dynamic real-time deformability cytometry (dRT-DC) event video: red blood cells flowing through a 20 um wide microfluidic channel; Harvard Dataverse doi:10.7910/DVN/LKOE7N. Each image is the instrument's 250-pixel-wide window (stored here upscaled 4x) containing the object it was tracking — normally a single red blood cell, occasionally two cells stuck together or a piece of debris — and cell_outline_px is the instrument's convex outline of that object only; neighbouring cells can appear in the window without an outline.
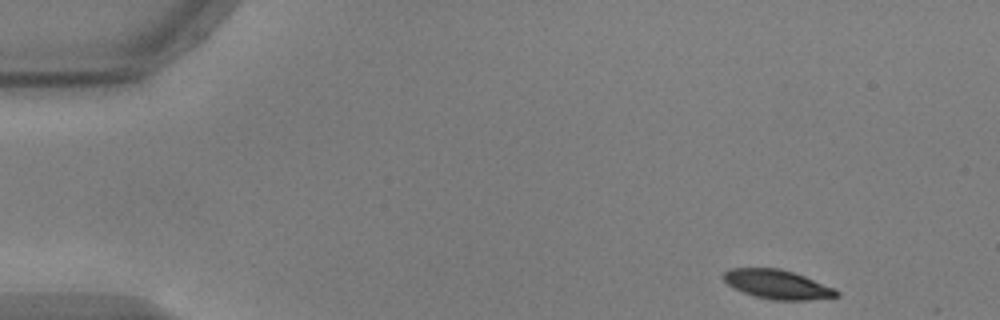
{"species": "common noctule bat (a hibernating species)", "species_latin": "Nyctalus noctula", "temperature_condition": "warm", "stored_images_in_passage": 43, "camera_frame_rate_fps": 3000, "um_per_image_px": 0.085, "animal": {"sex": "male", "body_mass_g": 17.9, "forearm_length_mm": 54.2}, "frame": {"image": 1, "passage_image": 1, "time_ms": 0.0, "image_size_px": [1000, 320], "cell_outline_px": [[840, 296], [808, 300], [772, 300], [756, 296], [744, 292], [728, 284], [724, 280], [724, 272], [728, 268], [780, 268], [804, 276], [836, 288], [840, 292]], "centroid_in_image_um": [66.12, 24.17], "position_along_channel_um": 18.9, "area_um2": 19.07}}
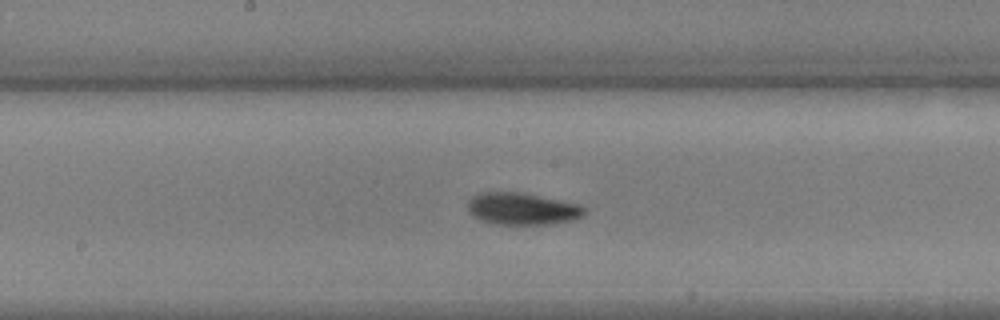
{"frame": {"image": 2, "passage_image": 24, "time_ms": 7.667, "image_size_px": [1000, 320], "cell_outline_px": [[588, 208], [584, 216], [572, 220], [548, 224], [496, 224], [480, 220], [472, 216], [468, 212], [468, 200], [472, 196], [480, 192], [520, 192], [580, 204]], "centroid_in_image_um": [44.39, 17.74], "position_along_channel_um": 203.8, "area_um2": 21.96}}
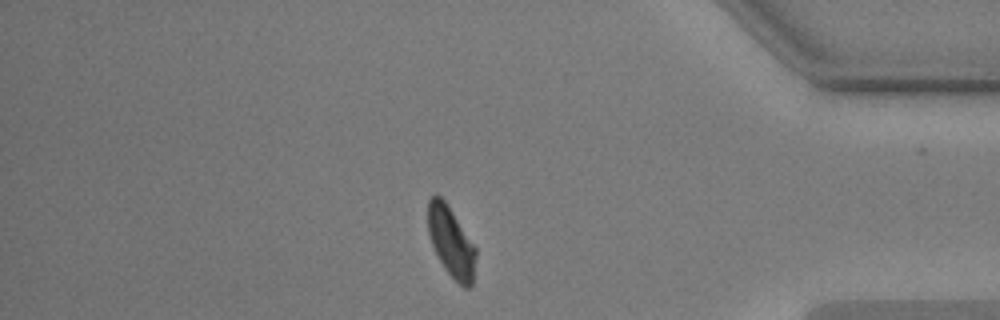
{"frame": {"image": 3, "passage_image": 42, "time_ms": 13.667, "image_size_px": [1000, 320], "cell_outline_px": [[476, 256], [472, 288], [464, 288], [448, 272], [440, 260], [432, 244], [428, 232], [428, 200], [436, 192], [448, 204], [476, 248]], "centroid_in_image_um": [38.35, 20.54], "position_along_channel_um": 396.8, "area_um2": 19.48}}